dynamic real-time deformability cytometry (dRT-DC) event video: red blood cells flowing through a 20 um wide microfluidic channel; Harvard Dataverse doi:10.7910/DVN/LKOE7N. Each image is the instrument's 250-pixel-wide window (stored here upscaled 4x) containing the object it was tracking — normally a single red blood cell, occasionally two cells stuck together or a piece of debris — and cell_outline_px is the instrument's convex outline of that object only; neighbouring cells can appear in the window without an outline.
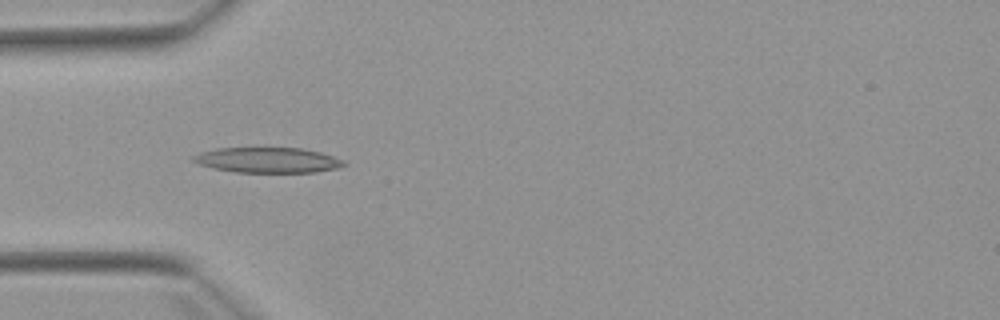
{"species": "Egyptian fruit bat (a non-hibernating species)", "species_latin": "Rousettus aegyptiacus", "temperature_condition": "warm", "stored_images_in_passage": 5, "camera_frame_rate_fps": 3000, "um_per_image_px": 0.085, "animal": {"sex": "female"}, "frame": {"image": 1, "passage_image": 4, "time_ms": 3.667, "image_size_px": [1000, 320], "cell_outline_px": [[348, 164], [336, 168], [316, 172], [236, 172], [212, 168], [196, 164], [192, 160], [192, 156], [200, 152], [216, 148], [300, 148], [320, 152], [344, 160]], "centroid_in_image_um": [22.72, 13.61], "position_along_channel_um": 62.3, "area_um2": 22.25}}
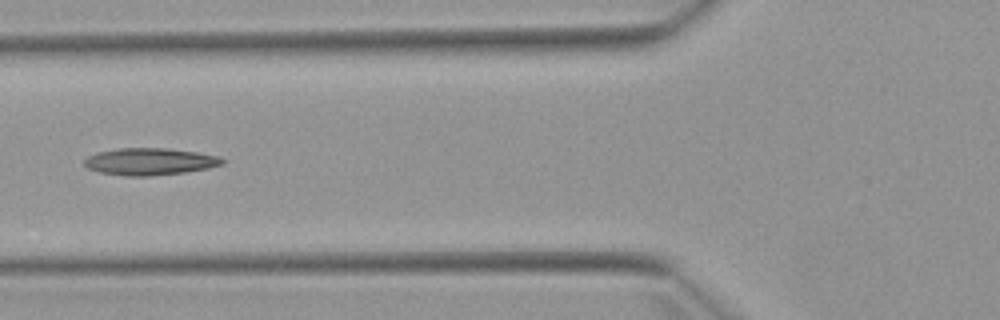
{"frame": {"image": 2, "passage_image": 5, "time_ms": 5.0, "image_size_px": [1000, 320], "cell_outline_px": [[224, 164], [208, 168], [184, 172], [148, 176], [124, 176], [100, 172], [88, 168], [84, 164], [84, 160], [88, 156], [96, 152], [120, 148], [168, 148], [196, 152], [220, 156], [224, 160]], "centroid_in_image_um": [12.73, 13.73], "position_along_channel_um": 113.1, "area_um2": 21.73}}